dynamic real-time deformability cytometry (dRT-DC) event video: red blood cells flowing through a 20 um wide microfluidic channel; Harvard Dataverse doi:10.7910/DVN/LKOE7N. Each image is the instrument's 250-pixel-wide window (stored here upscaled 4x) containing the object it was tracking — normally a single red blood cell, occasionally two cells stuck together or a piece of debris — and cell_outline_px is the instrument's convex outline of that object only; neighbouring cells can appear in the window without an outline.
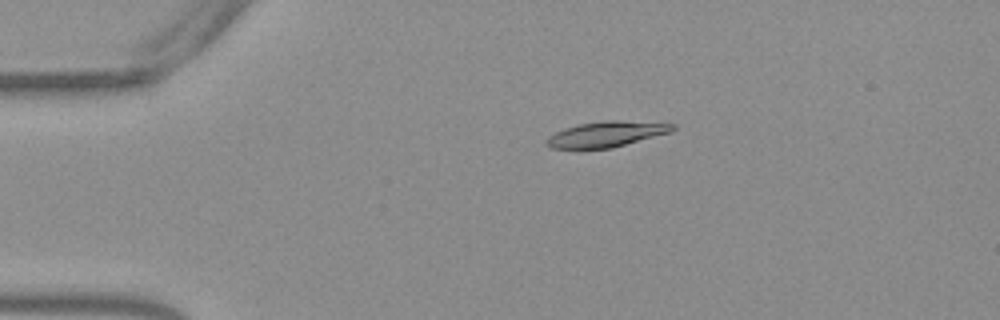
{"species": "Egyptian fruit bat (a non-hibernating species)", "species_latin": "Rousettus aegyptiacus", "temperature_condition": "warm", "stored_images_in_passage": 43, "camera_frame_rate_fps": 3000, "um_per_image_px": 0.085, "frame": {"image": 1, "passage_image": 1, "time_ms": 0.0, "image_size_px": [1000, 320], "cell_outline_px": [[676, 128], [672, 132], [612, 148], [552, 148], [544, 144], [544, 140], [548, 136], [564, 128], [580, 124], [604, 120], [620, 120], [676, 124]], "centroid_in_image_um": [51.55, 11.4], "position_along_channel_um": 33.4, "area_um2": 18.84}}
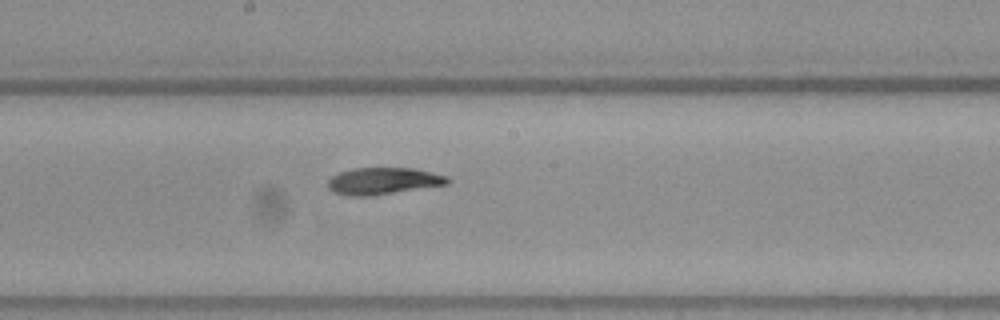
{"frame": {"image": 2, "passage_image": 19, "time_ms": 6.0, "image_size_px": [1000, 320], "cell_outline_px": [[448, 184], [372, 196], [348, 196], [336, 192], [328, 188], [328, 180], [332, 176], [340, 172], [352, 168], [412, 168], [448, 176]], "centroid_in_image_um": [32.55, 15.39], "position_along_channel_um": 215.6, "area_um2": 18.61}}
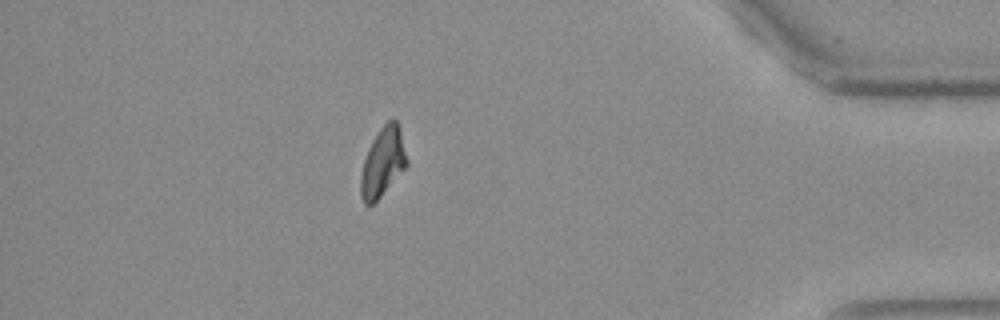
{"frame": {"image": 3, "passage_image": 37, "time_ms": 12.0, "image_size_px": [1000, 320], "cell_outline_px": [[408, 164], [380, 196], [372, 204], [364, 204], [360, 196], [360, 176], [364, 160], [368, 148], [372, 140], [380, 128], [388, 120], [396, 120], [400, 128], [408, 160]], "centroid_in_image_um": [32.53, 13.77], "position_along_channel_um": 402.7, "area_um2": 18.32}, "authors_computed_cell_mechanics": {"area_um2": 18.785, "velocity_mm_per_s": 3.8143, "shape_relaxation_time_tau1_ms": 11.2948, "shape_relaxation_time_tau2_ms": null, "deformation_change_tau1": 0.285, "deformation_change_tau2": null}}